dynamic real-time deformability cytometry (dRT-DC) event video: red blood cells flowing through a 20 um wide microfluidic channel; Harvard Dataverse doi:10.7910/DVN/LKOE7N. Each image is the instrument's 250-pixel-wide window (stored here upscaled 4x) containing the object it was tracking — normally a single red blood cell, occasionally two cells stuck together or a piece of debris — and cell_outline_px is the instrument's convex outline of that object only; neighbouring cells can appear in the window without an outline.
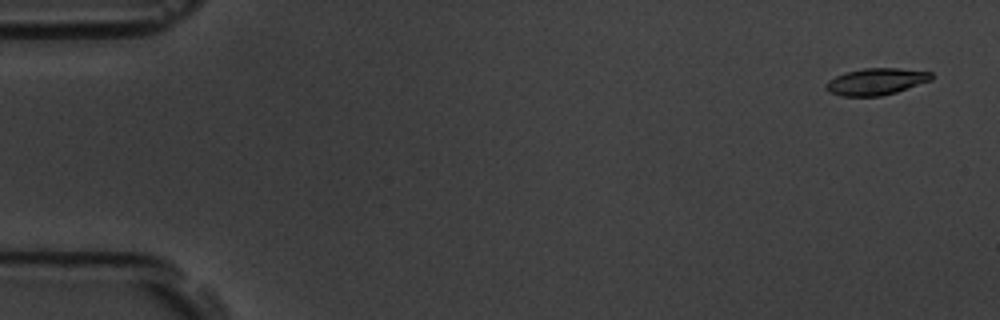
{"species": "common noctule bat (a hibernating species)", "species_latin": "Nyctalus noctula", "temperature_condition": "room temperature", "stored_images_in_passage": 11, "camera_frame_rate_fps": 3000, "um_per_image_px": 0.085, "animal": {"sex": "male", "body_mass_g": 19.5, "forearm_length_mm": 54.6}, "frame": {"image": 1, "passage_image": 1, "time_ms": 0.0, "image_size_px": [1000, 320], "cell_outline_px": [[932, 80], [896, 92], [880, 96], [844, 96], [828, 92], [824, 88], [824, 84], [828, 80], [836, 76], [848, 72], [864, 68], [900, 68], [932, 72]], "centroid_in_image_um": [74.45, 6.93], "position_along_channel_um": 10.5, "area_um2": 16.42}}